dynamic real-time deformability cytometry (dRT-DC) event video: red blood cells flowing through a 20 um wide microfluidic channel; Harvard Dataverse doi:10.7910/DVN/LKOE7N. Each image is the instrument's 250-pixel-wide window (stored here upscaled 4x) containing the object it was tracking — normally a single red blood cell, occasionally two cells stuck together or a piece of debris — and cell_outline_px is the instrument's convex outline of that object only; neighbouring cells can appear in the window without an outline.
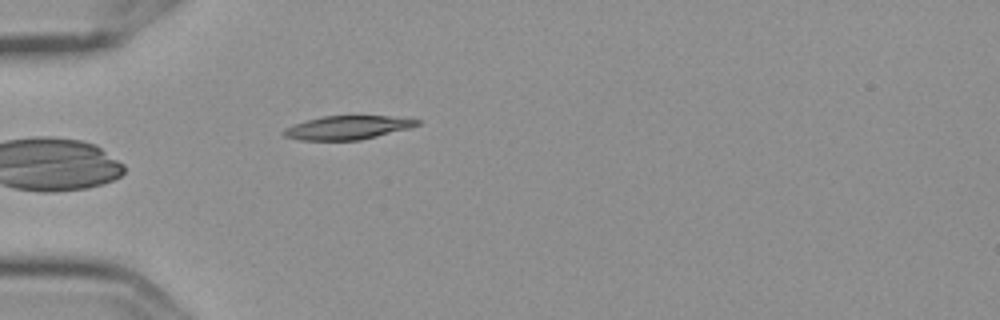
{"species": "Egyptian fruit bat (a non-hibernating species)", "species_latin": "Rousettus aegyptiacus", "temperature_condition": "cold", "stored_images_in_passage": 6, "camera_frame_rate_fps": 3000, "um_per_image_px": 0.085, "frame": {"image": 1, "passage_image": 6, "time_ms": 1.667, "image_size_px": [1000, 320], "cell_outline_px": [[420, 124], [408, 128], [360, 140], [300, 140], [284, 136], [280, 132], [284, 128], [308, 120], [324, 116], [388, 116], [420, 120]], "centroid_in_image_um": [29.5, 10.85], "position_along_channel_um": 55.5, "area_um2": 18.09}}